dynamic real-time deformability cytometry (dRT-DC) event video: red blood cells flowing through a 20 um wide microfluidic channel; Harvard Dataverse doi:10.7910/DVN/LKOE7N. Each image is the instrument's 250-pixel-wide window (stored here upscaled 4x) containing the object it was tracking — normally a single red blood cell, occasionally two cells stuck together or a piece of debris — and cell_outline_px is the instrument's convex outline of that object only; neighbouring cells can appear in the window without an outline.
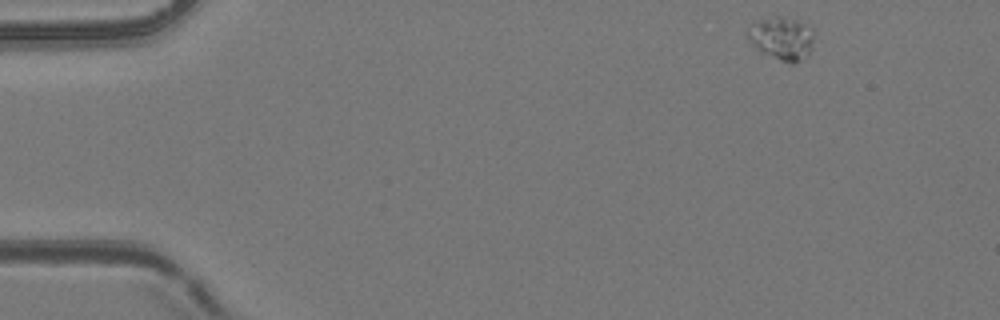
{"species": "common noctule bat (a hibernating species)", "species_latin": "Nyctalus noctula", "temperature_condition": "room temperature", "stored_images_in_passage": 4, "camera_frame_rate_fps": 3000, "um_per_image_px": 0.085, "animal": {"sex": "female", "body_mass_g": 24.6, "forearm_length_mm": 56.2}, "frame": {"image": 1, "passage_image": 1, "time_ms": 0.0, "image_size_px": [1000, 320], "cell_outline_px": [[812, 48], [808, 52], [792, 64], [780, 60], [760, 52], [748, 40], [748, 36], [752, 24], [760, 20], [776, 16], [780, 16], [796, 20], [808, 24], [812, 28]], "centroid_in_image_um": [66.45, 3.24], "position_along_channel_um": 18.6, "area_um2": 16.18}}